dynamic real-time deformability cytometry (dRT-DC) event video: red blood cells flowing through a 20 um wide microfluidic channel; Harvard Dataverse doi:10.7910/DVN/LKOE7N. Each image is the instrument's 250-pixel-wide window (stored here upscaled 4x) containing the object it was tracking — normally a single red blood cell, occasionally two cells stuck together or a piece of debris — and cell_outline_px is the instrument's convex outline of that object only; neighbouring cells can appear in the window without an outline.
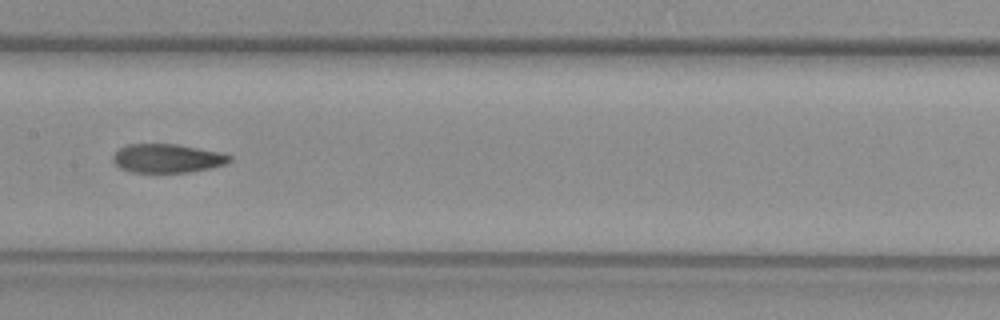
{"species": "common noctule bat (a hibernating species)", "species_latin": "Nyctalus noctula", "temperature_condition": "warm", "stored_images_in_passage": 18, "camera_frame_rate_fps": 3000, "um_per_image_px": 0.085, "animal": {"sex": "female", "body_mass_g": 29.2, "forearm_length_mm": 56.3}, "frame": {"image": 1, "passage_image": 18, "time_ms": 5.667, "image_size_px": [1000, 320], "cell_outline_px": [[232, 160], [228, 164], [212, 168], [188, 172], [132, 172], [120, 168], [112, 160], [112, 156], [120, 148], [128, 144], [176, 144], [224, 152], [232, 156]], "centroid_in_image_um": [14.29, 13.45], "position_along_channel_um": 193.1, "area_um2": 19.77}}